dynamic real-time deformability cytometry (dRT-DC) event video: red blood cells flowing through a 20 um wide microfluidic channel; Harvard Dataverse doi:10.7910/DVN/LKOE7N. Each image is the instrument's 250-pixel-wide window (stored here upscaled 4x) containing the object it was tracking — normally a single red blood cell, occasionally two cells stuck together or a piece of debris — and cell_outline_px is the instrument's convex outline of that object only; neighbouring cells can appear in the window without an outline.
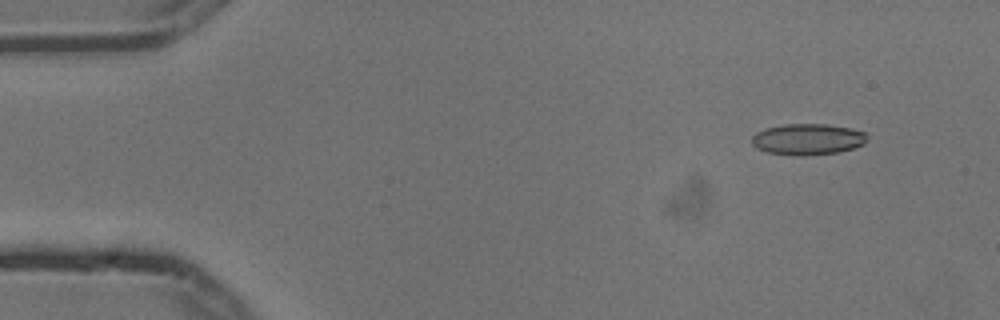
{"species": "common noctule bat (a hibernating species)", "species_latin": "Nyctalus noctula", "temperature_condition": "cold", "stored_images_in_passage": 5, "camera_frame_rate_fps": 3000, "um_per_image_px": 0.085, "animal": {"sex": "male", "body_mass_g": 13.3}, "frame": {"image": 1, "passage_image": 2, "time_ms": 0.333, "image_size_px": [1000, 320], "cell_outline_px": [[864, 144], [852, 148], [836, 152], [804, 156], [768, 152], [756, 148], [752, 144], [752, 136], [756, 132], [764, 128], [784, 124], [824, 124], [848, 128], [864, 132]], "centroid_in_image_um": [68.58, 11.83], "position_along_channel_um": 16.4, "area_um2": 20.58}}
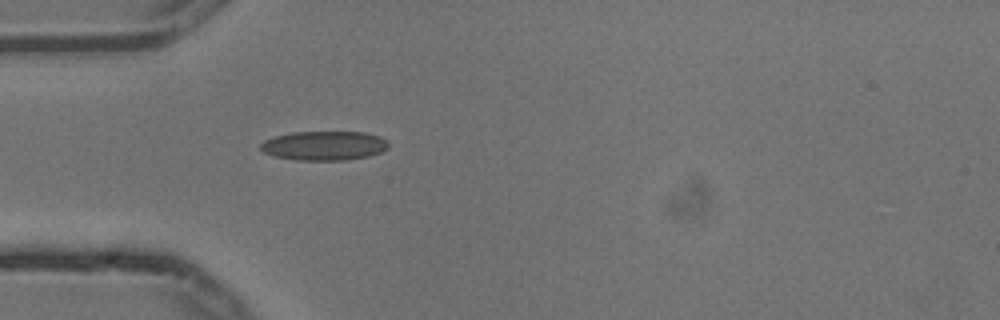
{"frame": {"image": 2, "passage_image": 5, "time_ms": 1.333, "image_size_px": [1000, 320], "cell_outline_px": [[388, 148], [380, 152], [368, 156], [344, 160], [296, 160], [276, 156], [264, 152], [260, 148], [260, 144], [264, 140], [276, 136], [292, 132], [364, 132], [380, 136], [388, 140]], "centroid_in_image_um": [27.57, 12.37], "position_along_channel_um": 57.4, "area_um2": 21.73}}